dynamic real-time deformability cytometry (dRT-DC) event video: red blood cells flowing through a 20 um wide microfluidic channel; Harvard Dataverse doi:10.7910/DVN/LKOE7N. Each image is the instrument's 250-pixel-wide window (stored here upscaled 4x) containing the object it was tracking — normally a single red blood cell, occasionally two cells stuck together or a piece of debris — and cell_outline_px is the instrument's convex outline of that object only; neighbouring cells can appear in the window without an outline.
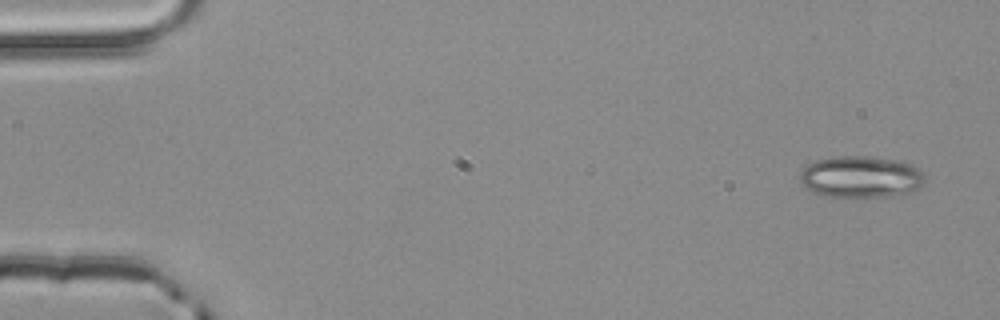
{"species": "common noctule bat (a hibernating species)", "species_latin": "Nyctalus noctula", "temperature_condition": "room temperature", "stored_images_in_passage": 3, "camera_frame_rate_fps": 3000, "um_per_image_px": 0.085, "animal": {"sex": "male", "body_mass_g": 20.4}, "frame": {"image": 1, "passage_image": 1, "time_ms": 0.0, "image_size_px": [1000, 320], "cell_outline_px": [[924, 180], [920, 188], [912, 192], [892, 196], [824, 196], [812, 192], [804, 188], [800, 180], [800, 172], [808, 164], [816, 160], [836, 156], [868, 156], [892, 160], [912, 164], [924, 172]], "centroid_in_image_um": [73.17, 15.03], "position_along_channel_um": 11.8, "area_um2": 30.4}}